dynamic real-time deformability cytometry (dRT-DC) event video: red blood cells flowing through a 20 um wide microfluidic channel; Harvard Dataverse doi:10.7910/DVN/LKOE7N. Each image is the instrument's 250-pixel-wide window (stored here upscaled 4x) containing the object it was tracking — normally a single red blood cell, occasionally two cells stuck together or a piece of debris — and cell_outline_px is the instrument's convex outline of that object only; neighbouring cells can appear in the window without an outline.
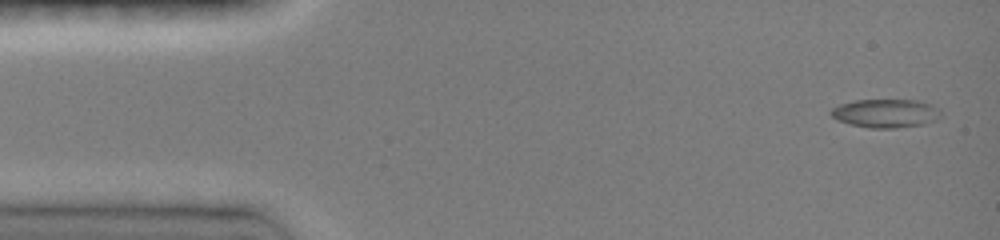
{"species": "common noctule bat (a hibernating species)", "species_latin": "Nyctalus noctula", "temperature_condition": "room temperature", "stored_images_in_passage": 23, "camera_frame_rate_fps": 3000, "um_per_image_px": 0.085, "animal": {"sex": "female", "body_mass_g": 19.0, "forearm_length_mm": 51.5}, "frame": {"image": 1, "passage_image": 1, "time_ms": 0.0, "image_size_px": [1000, 240], "cell_outline_px": [[940, 116], [936, 120], [924, 124], [896, 128], [868, 128], [848, 124], [836, 120], [828, 112], [832, 108], [840, 104], [856, 100], [916, 100], [940, 108]], "centroid_in_image_um": [75.25, 9.64], "position_along_channel_um": 9.8, "area_um2": 18.38}}
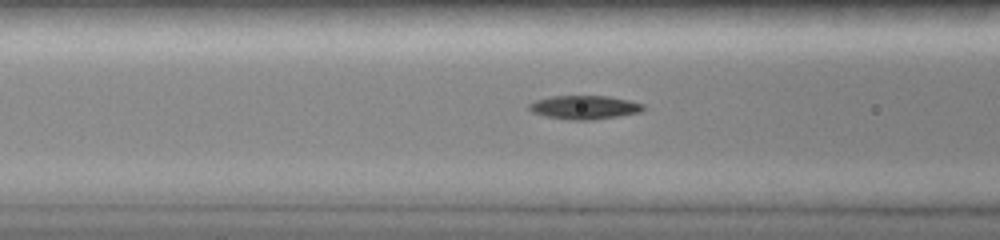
{"frame": {"image": 2, "passage_image": 9, "time_ms": 5.333, "image_size_px": [1000, 240], "cell_outline_px": [[644, 108], [640, 112], [592, 120], [568, 120], [544, 116], [532, 112], [528, 108], [528, 104], [536, 100], [552, 96], [608, 96], [628, 100], [644, 104]], "centroid_in_image_um": [49.64, 9.12], "position_along_channel_um": 117.0, "area_um2": 15.72}}
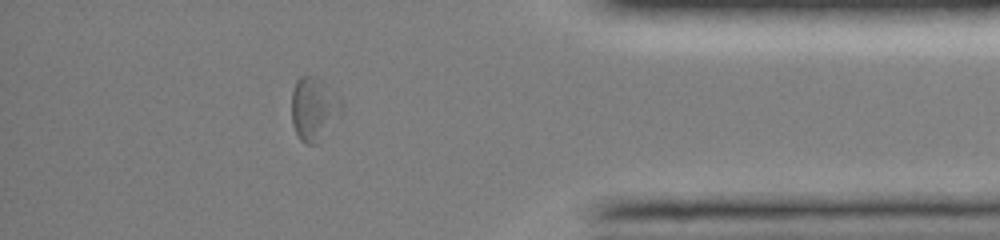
{"frame": {"image": 3, "passage_image": 21, "time_ms": 13.0, "image_size_px": [1000, 240], "cell_outline_px": [[344, 112], [316, 144], [308, 144], [300, 140], [292, 124], [292, 88], [296, 80], [300, 76], [316, 76], [344, 104]], "centroid_in_image_um": [26.68, 9.26], "position_along_channel_um": 408.5, "area_um2": 18.38}, "authors_computed_cell_mechanics": {"area_um2": 16.0684, "velocity_mm_per_s": 4.0396, "shape_relaxation_time_tau1_ms": 3.0777, "shape_relaxation_time_tau2_ms": null, "deformation_change_tau1": 0.1445, "deformation_change_tau2": null}}